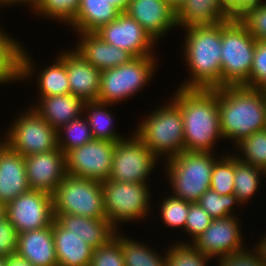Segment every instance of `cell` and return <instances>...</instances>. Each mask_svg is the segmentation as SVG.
<instances>
[{
  "mask_svg": "<svg viewBox=\"0 0 266 266\" xmlns=\"http://www.w3.org/2000/svg\"><path fill=\"white\" fill-rule=\"evenodd\" d=\"M18 233L15 227L5 218L0 220V256L16 253Z\"/></svg>",
  "mask_w": 266,
  "mask_h": 266,
  "instance_id": "cell-44",
  "label": "cell"
},
{
  "mask_svg": "<svg viewBox=\"0 0 266 266\" xmlns=\"http://www.w3.org/2000/svg\"><path fill=\"white\" fill-rule=\"evenodd\" d=\"M40 0H0V9L1 8H6V6L8 7H12V6H19V5H24L29 7L28 9L32 10L36 4L39 2Z\"/></svg>",
  "mask_w": 266,
  "mask_h": 266,
  "instance_id": "cell-46",
  "label": "cell"
},
{
  "mask_svg": "<svg viewBox=\"0 0 266 266\" xmlns=\"http://www.w3.org/2000/svg\"><path fill=\"white\" fill-rule=\"evenodd\" d=\"M214 163L210 189L220 195L234 193V155L224 152Z\"/></svg>",
  "mask_w": 266,
  "mask_h": 266,
  "instance_id": "cell-37",
  "label": "cell"
},
{
  "mask_svg": "<svg viewBox=\"0 0 266 266\" xmlns=\"http://www.w3.org/2000/svg\"><path fill=\"white\" fill-rule=\"evenodd\" d=\"M184 30L181 51L190 76L178 86L184 89H215L222 87L221 23L190 26Z\"/></svg>",
  "mask_w": 266,
  "mask_h": 266,
  "instance_id": "cell-2",
  "label": "cell"
},
{
  "mask_svg": "<svg viewBox=\"0 0 266 266\" xmlns=\"http://www.w3.org/2000/svg\"><path fill=\"white\" fill-rule=\"evenodd\" d=\"M237 18L256 41H266V0L247 7Z\"/></svg>",
  "mask_w": 266,
  "mask_h": 266,
  "instance_id": "cell-39",
  "label": "cell"
},
{
  "mask_svg": "<svg viewBox=\"0 0 266 266\" xmlns=\"http://www.w3.org/2000/svg\"><path fill=\"white\" fill-rule=\"evenodd\" d=\"M54 217L70 234L80 237L94 249L106 244L117 231L106 218L96 219L73 214H54Z\"/></svg>",
  "mask_w": 266,
  "mask_h": 266,
  "instance_id": "cell-23",
  "label": "cell"
},
{
  "mask_svg": "<svg viewBox=\"0 0 266 266\" xmlns=\"http://www.w3.org/2000/svg\"><path fill=\"white\" fill-rule=\"evenodd\" d=\"M75 35L79 38L73 49L100 71L128 63L134 58L128 51L108 44L95 32Z\"/></svg>",
  "mask_w": 266,
  "mask_h": 266,
  "instance_id": "cell-21",
  "label": "cell"
},
{
  "mask_svg": "<svg viewBox=\"0 0 266 266\" xmlns=\"http://www.w3.org/2000/svg\"><path fill=\"white\" fill-rule=\"evenodd\" d=\"M197 203L213 218L239 216L234 209L245 207L233 194L220 195L216 191L208 189ZM235 207V208H234Z\"/></svg>",
  "mask_w": 266,
  "mask_h": 266,
  "instance_id": "cell-35",
  "label": "cell"
},
{
  "mask_svg": "<svg viewBox=\"0 0 266 266\" xmlns=\"http://www.w3.org/2000/svg\"><path fill=\"white\" fill-rule=\"evenodd\" d=\"M170 99L180 108L184 151L212 152L224 140L220 130L218 88H177ZM218 140V141H217Z\"/></svg>",
  "mask_w": 266,
  "mask_h": 266,
  "instance_id": "cell-1",
  "label": "cell"
},
{
  "mask_svg": "<svg viewBox=\"0 0 266 266\" xmlns=\"http://www.w3.org/2000/svg\"><path fill=\"white\" fill-rule=\"evenodd\" d=\"M216 151H183L163 162L173 196L191 203L197 202L210 189L212 170L221 155Z\"/></svg>",
  "mask_w": 266,
  "mask_h": 266,
  "instance_id": "cell-5",
  "label": "cell"
},
{
  "mask_svg": "<svg viewBox=\"0 0 266 266\" xmlns=\"http://www.w3.org/2000/svg\"><path fill=\"white\" fill-rule=\"evenodd\" d=\"M37 99L30 106L56 131L84 113L85 102L71 93L37 97Z\"/></svg>",
  "mask_w": 266,
  "mask_h": 266,
  "instance_id": "cell-22",
  "label": "cell"
},
{
  "mask_svg": "<svg viewBox=\"0 0 266 266\" xmlns=\"http://www.w3.org/2000/svg\"><path fill=\"white\" fill-rule=\"evenodd\" d=\"M242 221L238 216L215 218L191 245L205 256L216 259L247 248ZM244 239V240H243Z\"/></svg>",
  "mask_w": 266,
  "mask_h": 266,
  "instance_id": "cell-14",
  "label": "cell"
},
{
  "mask_svg": "<svg viewBox=\"0 0 266 266\" xmlns=\"http://www.w3.org/2000/svg\"><path fill=\"white\" fill-rule=\"evenodd\" d=\"M0 266H6L5 257L0 256Z\"/></svg>",
  "mask_w": 266,
  "mask_h": 266,
  "instance_id": "cell-52",
  "label": "cell"
},
{
  "mask_svg": "<svg viewBox=\"0 0 266 266\" xmlns=\"http://www.w3.org/2000/svg\"><path fill=\"white\" fill-rule=\"evenodd\" d=\"M147 112L138 122L135 135L161 160L167 161L184 151V127L180 108L171 100ZM165 104V105H164ZM166 158V159H165Z\"/></svg>",
  "mask_w": 266,
  "mask_h": 266,
  "instance_id": "cell-4",
  "label": "cell"
},
{
  "mask_svg": "<svg viewBox=\"0 0 266 266\" xmlns=\"http://www.w3.org/2000/svg\"><path fill=\"white\" fill-rule=\"evenodd\" d=\"M89 266H125L121 249V231L106 244L93 250Z\"/></svg>",
  "mask_w": 266,
  "mask_h": 266,
  "instance_id": "cell-40",
  "label": "cell"
},
{
  "mask_svg": "<svg viewBox=\"0 0 266 266\" xmlns=\"http://www.w3.org/2000/svg\"><path fill=\"white\" fill-rule=\"evenodd\" d=\"M56 54L66 65L70 93L84 102L98 101L101 71L88 63L73 47Z\"/></svg>",
  "mask_w": 266,
  "mask_h": 266,
  "instance_id": "cell-19",
  "label": "cell"
},
{
  "mask_svg": "<svg viewBox=\"0 0 266 266\" xmlns=\"http://www.w3.org/2000/svg\"><path fill=\"white\" fill-rule=\"evenodd\" d=\"M186 0H166L169 6L177 13Z\"/></svg>",
  "mask_w": 266,
  "mask_h": 266,
  "instance_id": "cell-50",
  "label": "cell"
},
{
  "mask_svg": "<svg viewBox=\"0 0 266 266\" xmlns=\"http://www.w3.org/2000/svg\"><path fill=\"white\" fill-rule=\"evenodd\" d=\"M9 34L0 26V86L21 81V53L24 43Z\"/></svg>",
  "mask_w": 266,
  "mask_h": 266,
  "instance_id": "cell-29",
  "label": "cell"
},
{
  "mask_svg": "<svg viewBox=\"0 0 266 266\" xmlns=\"http://www.w3.org/2000/svg\"><path fill=\"white\" fill-rule=\"evenodd\" d=\"M24 159L30 189L53 195L58 184L67 176L66 157L60 148L27 155Z\"/></svg>",
  "mask_w": 266,
  "mask_h": 266,
  "instance_id": "cell-16",
  "label": "cell"
},
{
  "mask_svg": "<svg viewBox=\"0 0 266 266\" xmlns=\"http://www.w3.org/2000/svg\"><path fill=\"white\" fill-rule=\"evenodd\" d=\"M213 259L191 244L172 242L166 248V266H208Z\"/></svg>",
  "mask_w": 266,
  "mask_h": 266,
  "instance_id": "cell-38",
  "label": "cell"
},
{
  "mask_svg": "<svg viewBox=\"0 0 266 266\" xmlns=\"http://www.w3.org/2000/svg\"><path fill=\"white\" fill-rule=\"evenodd\" d=\"M233 147L232 153L238 160L266 171V129L254 132Z\"/></svg>",
  "mask_w": 266,
  "mask_h": 266,
  "instance_id": "cell-32",
  "label": "cell"
},
{
  "mask_svg": "<svg viewBox=\"0 0 266 266\" xmlns=\"http://www.w3.org/2000/svg\"><path fill=\"white\" fill-rule=\"evenodd\" d=\"M16 253L34 266H58L52 225L18 234Z\"/></svg>",
  "mask_w": 266,
  "mask_h": 266,
  "instance_id": "cell-24",
  "label": "cell"
},
{
  "mask_svg": "<svg viewBox=\"0 0 266 266\" xmlns=\"http://www.w3.org/2000/svg\"><path fill=\"white\" fill-rule=\"evenodd\" d=\"M121 233V249L125 266H166V249L164 254L148 244L141 243Z\"/></svg>",
  "mask_w": 266,
  "mask_h": 266,
  "instance_id": "cell-31",
  "label": "cell"
},
{
  "mask_svg": "<svg viewBox=\"0 0 266 266\" xmlns=\"http://www.w3.org/2000/svg\"><path fill=\"white\" fill-rule=\"evenodd\" d=\"M53 196L54 214L106 218L102 182L67 174Z\"/></svg>",
  "mask_w": 266,
  "mask_h": 266,
  "instance_id": "cell-9",
  "label": "cell"
},
{
  "mask_svg": "<svg viewBox=\"0 0 266 266\" xmlns=\"http://www.w3.org/2000/svg\"><path fill=\"white\" fill-rule=\"evenodd\" d=\"M261 0H223L226 11L232 17H238L247 7H251Z\"/></svg>",
  "mask_w": 266,
  "mask_h": 266,
  "instance_id": "cell-45",
  "label": "cell"
},
{
  "mask_svg": "<svg viewBox=\"0 0 266 266\" xmlns=\"http://www.w3.org/2000/svg\"><path fill=\"white\" fill-rule=\"evenodd\" d=\"M115 142L93 139L66 155L69 175L103 182L109 178Z\"/></svg>",
  "mask_w": 266,
  "mask_h": 266,
  "instance_id": "cell-13",
  "label": "cell"
},
{
  "mask_svg": "<svg viewBox=\"0 0 266 266\" xmlns=\"http://www.w3.org/2000/svg\"><path fill=\"white\" fill-rule=\"evenodd\" d=\"M158 162H160L159 159L132 131L126 138L115 144L108 179L117 182L149 184L150 175L155 172Z\"/></svg>",
  "mask_w": 266,
  "mask_h": 266,
  "instance_id": "cell-11",
  "label": "cell"
},
{
  "mask_svg": "<svg viewBox=\"0 0 266 266\" xmlns=\"http://www.w3.org/2000/svg\"><path fill=\"white\" fill-rule=\"evenodd\" d=\"M95 33L108 44L128 51L133 57L157 56L154 53L157 42L125 12Z\"/></svg>",
  "mask_w": 266,
  "mask_h": 266,
  "instance_id": "cell-15",
  "label": "cell"
},
{
  "mask_svg": "<svg viewBox=\"0 0 266 266\" xmlns=\"http://www.w3.org/2000/svg\"><path fill=\"white\" fill-rule=\"evenodd\" d=\"M112 106L113 104H106L100 101L85 102L83 115L88 120L94 139L117 143L127 137L126 135H121L120 132L117 133L114 128L116 123L114 115L112 116L114 113H111L112 110L108 109Z\"/></svg>",
  "mask_w": 266,
  "mask_h": 266,
  "instance_id": "cell-28",
  "label": "cell"
},
{
  "mask_svg": "<svg viewBox=\"0 0 266 266\" xmlns=\"http://www.w3.org/2000/svg\"><path fill=\"white\" fill-rule=\"evenodd\" d=\"M243 86L266 89V41H256L250 76Z\"/></svg>",
  "mask_w": 266,
  "mask_h": 266,
  "instance_id": "cell-42",
  "label": "cell"
},
{
  "mask_svg": "<svg viewBox=\"0 0 266 266\" xmlns=\"http://www.w3.org/2000/svg\"><path fill=\"white\" fill-rule=\"evenodd\" d=\"M58 266H89L93 250L80 237L70 234L56 220L52 223Z\"/></svg>",
  "mask_w": 266,
  "mask_h": 266,
  "instance_id": "cell-26",
  "label": "cell"
},
{
  "mask_svg": "<svg viewBox=\"0 0 266 266\" xmlns=\"http://www.w3.org/2000/svg\"><path fill=\"white\" fill-rule=\"evenodd\" d=\"M109 4H112L116 8H118L121 12H125L129 0H107Z\"/></svg>",
  "mask_w": 266,
  "mask_h": 266,
  "instance_id": "cell-49",
  "label": "cell"
},
{
  "mask_svg": "<svg viewBox=\"0 0 266 266\" xmlns=\"http://www.w3.org/2000/svg\"><path fill=\"white\" fill-rule=\"evenodd\" d=\"M58 148L66 155L70 150L79 148L92 141L91 128L84 115L71 120L57 131Z\"/></svg>",
  "mask_w": 266,
  "mask_h": 266,
  "instance_id": "cell-33",
  "label": "cell"
},
{
  "mask_svg": "<svg viewBox=\"0 0 266 266\" xmlns=\"http://www.w3.org/2000/svg\"><path fill=\"white\" fill-rule=\"evenodd\" d=\"M213 218L197 203H190L189 212L186 219L185 233L188 241L175 240L182 244H191L200 234H202L211 224ZM191 241V242H190Z\"/></svg>",
  "mask_w": 266,
  "mask_h": 266,
  "instance_id": "cell-41",
  "label": "cell"
},
{
  "mask_svg": "<svg viewBox=\"0 0 266 266\" xmlns=\"http://www.w3.org/2000/svg\"><path fill=\"white\" fill-rule=\"evenodd\" d=\"M121 13L107 0H80L77 15L68 27L76 33H94Z\"/></svg>",
  "mask_w": 266,
  "mask_h": 266,
  "instance_id": "cell-27",
  "label": "cell"
},
{
  "mask_svg": "<svg viewBox=\"0 0 266 266\" xmlns=\"http://www.w3.org/2000/svg\"><path fill=\"white\" fill-rule=\"evenodd\" d=\"M6 266H34L30 261L17 253L5 257Z\"/></svg>",
  "mask_w": 266,
  "mask_h": 266,
  "instance_id": "cell-47",
  "label": "cell"
},
{
  "mask_svg": "<svg viewBox=\"0 0 266 266\" xmlns=\"http://www.w3.org/2000/svg\"><path fill=\"white\" fill-rule=\"evenodd\" d=\"M79 5L80 0H40L31 11L36 17L69 26L77 15Z\"/></svg>",
  "mask_w": 266,
  "mask_h": 266,
  "instance_id": "cell-34",
  "label": "cell"
},
{
  "mask_svg": "<svg viewBox=\"0 0 266 266\" xmlns=\"http://www.w3.org/2000/svg\"><path fill=\"white\" fill-rule=\"evenodd\" d=\"M263 234V237H259V241L257 240L256 243H253L255 245L253 246V248L259 254V257L261 258V261L263 262L264 266H266V233Z\"/></svg>",
  "mask_w": 266,
  "mask_h": 266,
  "instance_id": "cell-48",
  "label": "cell"
},
{
  "mask_svg": "<svg viewBox=\"0 0 266 266\" xmlns=\"http://www.w3.org/2000/svg\"><path fill=\"white\" fill-rule=\"evenodd\" d=\"M6 205L0 201V220L5 218Z\"/></svg>",
  "mask_w": 266,
  "mask_h": 266,
  "instance_id": "cell-51",
  "label": "cell"
},
{
  "mask_svg": "<svg viewBox=\"0 0 266 266\" xmlns=\"http://www.w3.org/2000/svg\"><path fill=\"white\" fill-rule=\"evenodd\" d=\"M220 130L235 145L256 131L266 129V91L246 86L218 88Z\"/></svg>",
  "mask_w": 266,
  "mask_h": 266,
  "instance_id": "cell-3",
  "label": "cell"
},
{
  "mask_svg": "<svg viewBox=\"0 0 266 266\" xmlns=\"http://www.w3.org/2000/svg\"><path fill=\"white\" fill-rule=\"evenodd\" d=\"M5 217L18 234L48 227L55 220L53 196L30 189L6 205Z\"/></svg>",
  "mask_w": 266,
  "mask_h": 266,
  "instance_id": "cell-12",
  "label": "cell"
},
{
  "mask_svg": "<svg viewBox=\"0 0 266 266\" xmlns=\"http://www.w3.org/2000/svg\"><path fill=\"white\" fill-rule=\"evenodd\" d=\"M149 187L146 183L117 182L110 179L102 182L105 216L117 231L121 230L120 226L124 223L135 221L136 224L151 216L153 203L150 200L153 193Z\"/></svg>",
  "mask_w": 266,
  "mask_h": 266,
  "instance_id": "cell-8",
  "label": "cell"
},
{
  "mask_svg": "<svg viewBox=\"0 0 266 266\" xmlns=\"http://www.w3.org/2000/svg\"><path fill=\"white\" fill-rule=\"evenodd\" d=\"M248 250L247 247L233 254L216 258L215 266H264L257 251L253 247Z\"/></svg>",
  "mask_w": 266,
  "mask_h": 266,
  "instance_id": "cell-43",
  "label": "cell"
},
{
  "mask_svg": "<svg viewBox=\"0 0 266 266\" xmlns=\"http://www.w3.org/2000/svg\"><path fill=\"white\" fill-rule=\"evenodd\" d=\"M230 18L223 0H186L176 13L180 30L190 26L217 25Z\"/></svg>",
  "mask_w": 266,
  "mask_h": 266,
  "instance_id": "cell-25",
  "label": "cell"
},
{
  "mask_svg": "<svg viewBox=\"0 0 266 266\" xmlns=\"http://www.w3.org/2000/svg\"><path fill=\"white\" fill-rule=\"evenodd\" d=\"M255 47L256 40L237 17L221 22L222 87L242 86L248 81Z\"/></svg>",
  "mask_w": 266,
  "mask_h": 266,
  "instance_id": "cell-6",
  "label": "cell"
},
{
  "mask_svg": "<svg viewBox=\"0 0 266 266\" xmlns=\"http://www.w3.org/2000/svg\"><path fill=\"white\" fill-rule=\"evenodd\" d=\"M157 56L134 57L128 63L101 71L98 101L117 105L150 85L159 66Z\"/></svg>",
  "mask_w": 266,
  "mask_h": 266,
  "instance_id": "cell-7",
  "label": "cell"
},
{
  "mask_svg": "<svg viewBox=\"0 0 266 266\" xmlns=\"http://www.w3.org/2000/svg\"><path fill=\"white\" fill-rule=\"evenodd\" d=\"M158 201H161L158 213H160L163 224L173 230L182 228L181 231L184 232L191 202L173 196L171 193Z\"/></svg>",
  "mask_w": 266,
  "mask_h": 266,
  "instance_id": "cell-36",
  "label": "cell"
},
{
  "mask_svg": "<svg viewBox=\"0 0 266 266\" xmlns=\"http://www.w3.org/2000/svg\"><path fill=\"white\" fill-rule=\"evenodd\" d=\"M29 190L24 156L0 139V201L7 205Z\"/></svg>",
  "mask_w": 266,
  "mask_h": 266,
  "instance_id": "cell-20",
  "label": "cell"
},
{
  "mask_svg": "<svg viewBox=\"0 0 266 266\" xmlns=\"http://www.w3.org/2000/svg\"><path fill=\"white\" fill-rule=\"evenodd\" d=\"M24 110L15 116L1 139L24 157L57 149V131L31 106Z\"/></svg>",
  "mask_w": 266,
  "mask_h": 266,
  "instance_id": "cell-10",
  "label": "cell"
},
{
  "mask_svg": "<svg viewBox=\"0 0 266 266\" xmlns=\"http://www.w3.org/2000/svg\"><path fill=\"white\" fill-rule=\"evenodd\" d=\"M26 49L28 48L23 46L21 53V82L28 81L29 83L31 78L36 79L38 97L69 94L70 85L65 63L57 56L51 61L54 63L44 66L41 70L39 68L36 70L37 66L34 63L36 59L33 60V55L31 57Z\"/></svg>",
  "mask_w": 266,
  "mask_h": 266,
  "instance_id": "cell-17",
  "label": "cell"
},
{
  "mask_svg": "<svg viewBox=\"0 0 266 266\" xmlns=\"http://www.w3.org/2000/svg\"><path fill=\"white\" fill-rule=\"evenodd\" d=\"M125 13L136 20L157 43H161L160 39L171 29L178 27L176 12L166 0H129Z\"/></svg>",
  "mask_w": 266,
  "mask_h": 266,
  "instance_id": "cell-18",
  "label": "cell"
},
{
  "mask_svg": "<svg viewBox=\"0 0 266 266\" xmlns=\"http://www.w3.org/2000/svg\"><path fill=\"white\" fill-rule=\"evenodd\" d=\"M234 175V194L242 205L246 206L249 201L252 202V197L255 198V194L260 192L258 188L260 185L263 186L261 183L265 179V171L240 161L234 156Z\"/></svg>",
  "mask_w": 266,
  "mask_h": 266,
  "instance_id": "cell-30",
  "label": "cell"
}]
</instances>
